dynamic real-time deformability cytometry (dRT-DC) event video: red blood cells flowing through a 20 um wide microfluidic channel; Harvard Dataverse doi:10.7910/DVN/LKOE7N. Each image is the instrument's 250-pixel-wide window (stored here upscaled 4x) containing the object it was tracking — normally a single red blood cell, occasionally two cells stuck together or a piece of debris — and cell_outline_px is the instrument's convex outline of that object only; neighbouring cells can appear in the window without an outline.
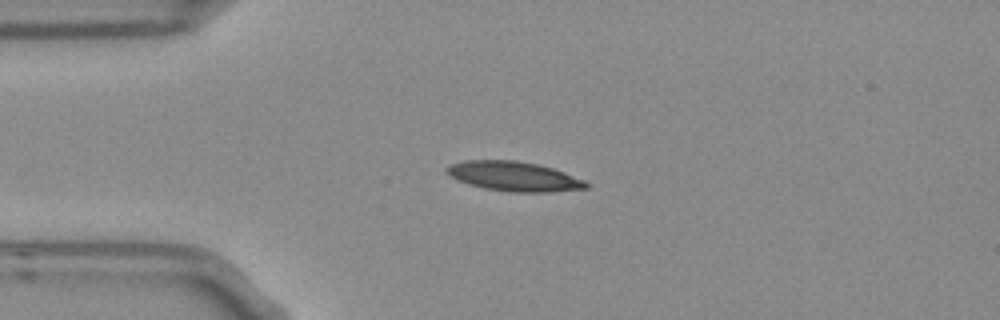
{"species": "Egyptian fruit bat (a non-hibernating species)", "species_latin": "Rousettus aegyptiacus", "temperature_condition": "room temperature", "stored_images_in_passage": 6, "camera_frame_rate_fps": 3000, "um_per_image_px": 0.085, "frame": {"image": 1, "passage_image": 3, "time_ms": 0.667, "image_size_px": [1000, 320], "cell_outline_px": [[588, 188], [548, 192], [508, 192], [484, 188], [468, 184], [456, 180], [448, 176], [444, 172], [444, 168], [452, 164], [464, 160], [516, 160], [536, 164], [552, 168], [564, 172], [584, 180], [588, 184]], "centroid_in_image_um": [43.62, 14.99], "position_along_channel_um": 41.4, "area_um2": 24.16}}
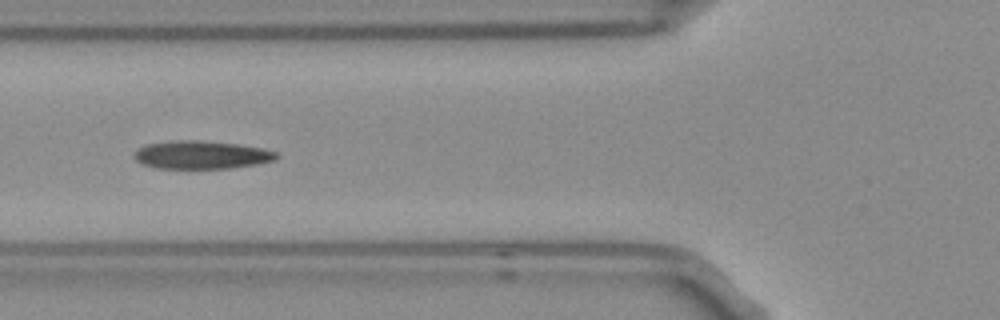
{"frame": {"image": 2, "passage_image": 5, "time_ms": 1.333, "image_size_px": [1000, 320], "cell_outline_px": [[280, 156], [276, 160], [256, 164], [232, 168], [152, 168], [140, 164], [132, 156], [144, 144], [176, 140], [196, 140], [236, 144], [264, 148], [276, 152]], "centroid_in_image_um": [17.11, 13.17], "position_along_channel_um": 108.7, "area_um2": 23.41}}